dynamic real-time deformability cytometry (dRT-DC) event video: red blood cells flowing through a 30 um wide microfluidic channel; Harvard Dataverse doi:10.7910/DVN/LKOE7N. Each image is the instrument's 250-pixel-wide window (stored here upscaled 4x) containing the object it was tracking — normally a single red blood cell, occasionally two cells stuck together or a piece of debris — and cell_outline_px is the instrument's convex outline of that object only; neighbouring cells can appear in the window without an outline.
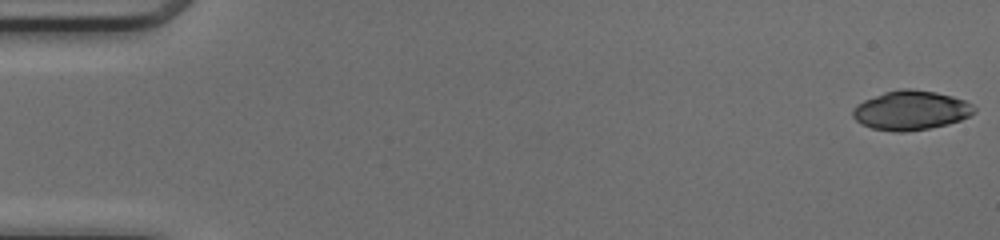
{"species": "common noctule bat (a hibernating species)", "species_latin": "Nyctalus noctula", "temperature_condition": "cold", "stored_images_in_passage": 50, "camera_frame_rate_fps": 3000, "um_per_image_px": 0.085, "animal": {"sex": "female", "body_mass_g": 17.0, "forearm_length_mm": 48.0}, "frame": {"image": 1, "passage_image": 1, "time_ms": 0.0, "image_size_px": [1000, 240], "cell_outline_px": [[976, 112], [960, 120], [948, 124], [928, 128], [904, 132], [892, 132], [872, 128], [856, 120], [852, 116], [852, 108], [856, 104], [864, 100], [884, 92], [900, 88], [912, 88], [936, 92], [952, 96], [964, 100], [972, 104], [976, 108]], "centroid_in_image_um": [77.42, 9.37], "position_along_channel_um": 7.6, "area_um2": 27.92}}
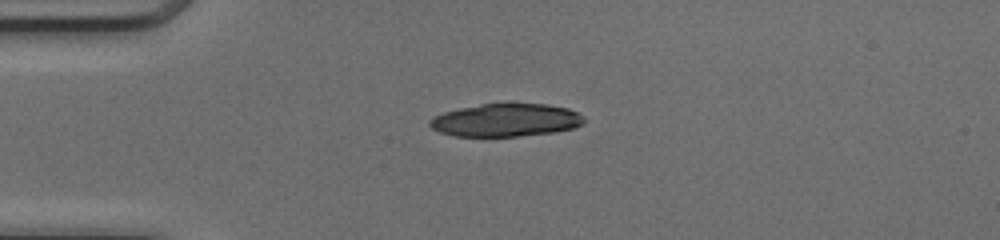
{"frame": {"image": 2, "passage_image": 13, "time_ms": 4.0, "image_size_px": [1000, 240], "cell_outline_px": [[584, 120], [580, 124], [572, 128], [552, 132], [516, 136], [456, 136], [440, 132], [432, 128], [428, 124], [428, 120], [444, 112], [460, 108], [480, 104], [548, 104], [568, 108], [584, 116]], "centroid_in_image_um": [42.97, 10.21], "position_along_channel_um": 42.0, "area_um2": 29.25}}